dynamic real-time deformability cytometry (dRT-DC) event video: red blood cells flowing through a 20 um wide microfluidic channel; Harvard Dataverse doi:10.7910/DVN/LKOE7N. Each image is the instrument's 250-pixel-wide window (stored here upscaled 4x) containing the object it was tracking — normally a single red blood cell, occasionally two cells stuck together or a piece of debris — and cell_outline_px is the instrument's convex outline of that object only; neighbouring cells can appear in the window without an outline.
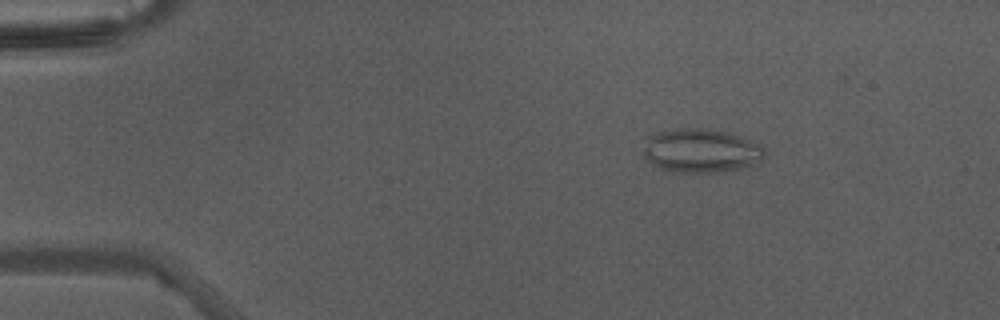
{"species": "Egyptian fruit bat (a non-hibernating species)", "species_latin": "Rousettus aegyptiacus", "temperature_condition": "warm", "stored_images_in_passage": 46, "camera_frame_rate_fps": 3000, "um_per_image_px": 0.085, "animal": {"sex": "male"}, "frame": {"image": 1, "passage_image": 8, "time_ms": 2.333, "image_size_px": [1000, 320], "cell_outline_px": [[768, 152], [756, 164], [724, 172], [676, 172], [660, 168], [652, 164], [644, 156], [644, 148], [648, 136], [656, 132], [680, 128], [704, 128], [728, 132], [740, 136], [760, 144]], "centroid_in_image_um": [59.61, 12.8], "position_along_channel_um": 25.4, "area_um2": 31.15}}
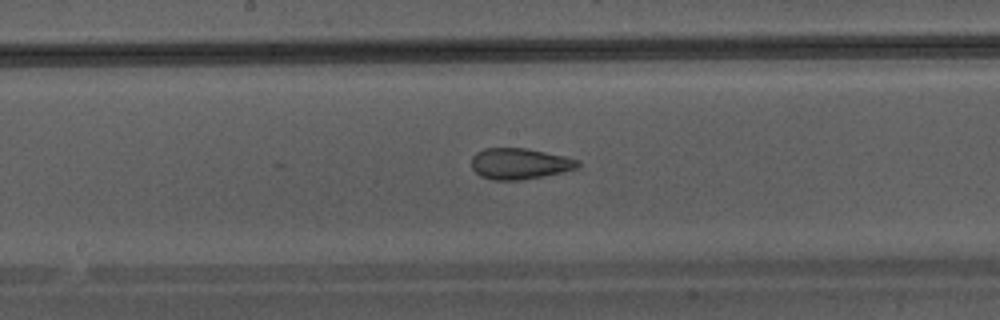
{"frame": {"image": 2, "passage_image": 25, "time_ms": 8.0, "image_size_px": [1000, 320], "cell_outline_px": [[580, 168], [544, 176], [520, 180], [492, 180], [480, 176], [472, 168], [472, 156], [476, 152], [484, 148], [524, 148], [564, 156], [580, 160]], "centroid_in_image_um": [44.17, 13.92], "position_along_channel_um": 204.0, "area_um2": 19.31}}
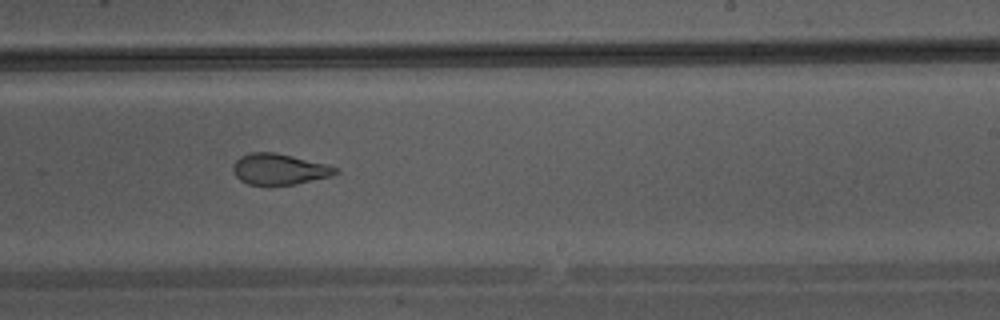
{"frame": {"image": 3, "passage_image": 29, "time_ms": 9.333, "image_size_px": [1000, 320], "cell_outline_px": [[340, 172], [328, 176], [296, 184], [248, 184], [240, 180], [236, 176], [232, 168], [232, 164], [240, 156], [252, 152], [272, 152], [292, 156], [340, 168]], "centroid_in_image_um": [23.7, 14.37], "position_along_channel_um": 265.3, "area_um2": 18.15}}